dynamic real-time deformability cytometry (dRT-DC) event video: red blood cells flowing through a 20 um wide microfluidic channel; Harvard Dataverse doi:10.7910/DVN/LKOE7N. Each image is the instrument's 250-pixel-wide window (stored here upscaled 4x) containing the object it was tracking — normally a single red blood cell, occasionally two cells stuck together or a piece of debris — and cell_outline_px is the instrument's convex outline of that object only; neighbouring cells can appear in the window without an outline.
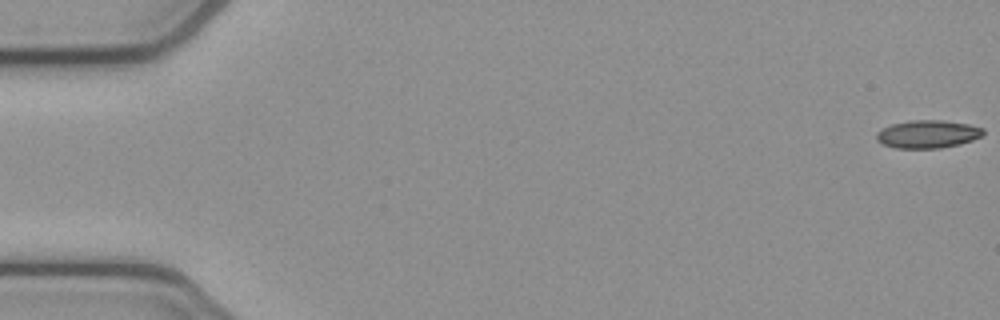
{"species": "common noctule bat (a hibernating species)", "species_latin": "Nyctalus noctula", "temperature_condition": "cold", "stored_images_in_passage": 5, "camera_frame_rate_fps": 3000, "um_per_image_px": 0.085, "animal": {"sex": "female", "body_mass_g": 21.9}, "frame": {"image": 1, "passage_image": 1, "time_ms": 0.0, "image_size_px": [1000, 320], "cell_outline_px": [[984, 136], [960, 144], [940, 148], [896, 148], [880, 144], [876, 140], [876, 132], [892, 124], [912, 120], [940, 120], [968, 124], [984, 128]], "centroid_in_image_um": [78.86, 11.41], "position_along_channel_um": 6.1, "area_um2": 17.46}}
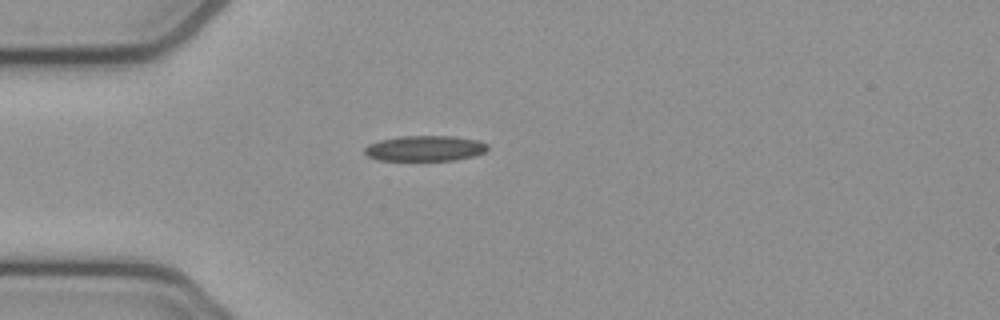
{"frame": {"image": 2, "passage_image": 5, "time_ms": 1.333, "image_size_px": [1000, 320], "cell_outline_px": [[488, 148], [484, 152], [472, 156], [456, 160], [380, 160], [368, 156], [364, 152], [364, 148], [368, 144], [380, 140], [404, 136], [452, 136], [480, 140], [488, 144]], "centroid_in_image_um": [36.14, 12.6], "position_along_channel_um": 48.9, "area_um2": 18.21}}